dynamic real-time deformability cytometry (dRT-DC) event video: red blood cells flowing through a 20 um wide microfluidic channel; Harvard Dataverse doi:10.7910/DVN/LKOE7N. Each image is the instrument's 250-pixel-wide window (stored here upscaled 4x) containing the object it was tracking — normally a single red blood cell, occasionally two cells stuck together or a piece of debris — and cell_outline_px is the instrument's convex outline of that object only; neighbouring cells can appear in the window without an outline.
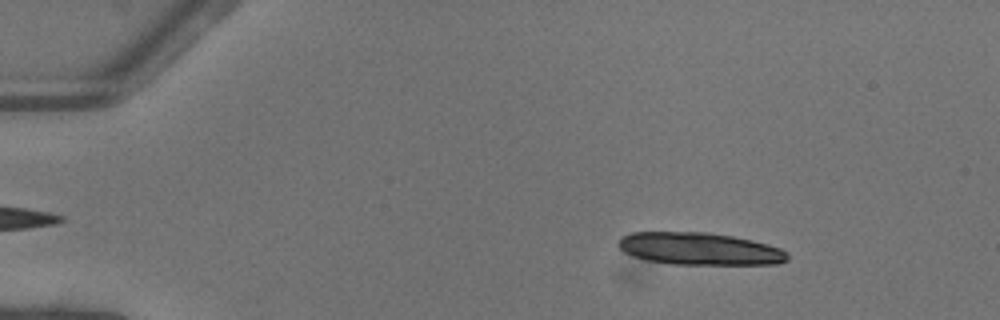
{"species": "common noctule bat (a hibernating species)", "species_latin": "Nyctalus noctula", "temperature_condition": "warm", "stored_images_in_passage": 43, "camera_frame_rate_fps": 3000, "um_per_image_px": 0.085, "animal": {"sex": "female"}, "frame": {"image": 1, "passage_image": 7, "time_ms": 2.0, "image_size_px": [1000, 320], "cell_outline_px": [[788, 260], [776, 264], [672, 264], [648, 260], [632, 256], [624, 252], [616, 244], [616, 240], [620, 236], [632, 232], [708, 232], [732, 236], [752, 240], [768, 244], [780, 248], [788, 252]], "centroid_in_image_um": [59.43, 21.14], "position_along_channel_um": 25.6, "area_um2": 32.08}}
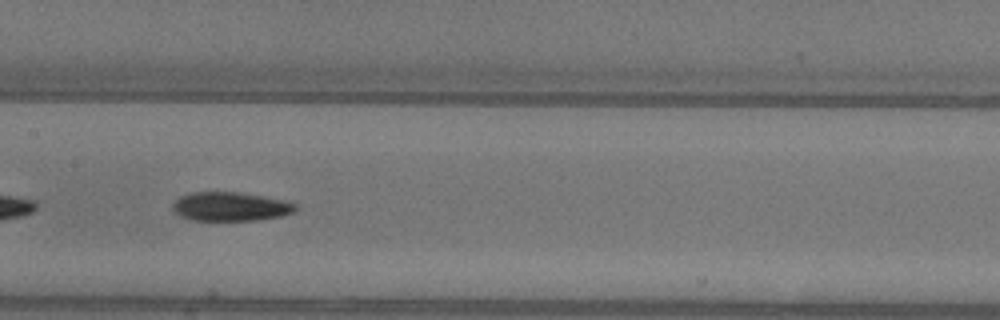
{"frame": {"image": 2, "passage_image": 26, "time_ms": 8.333, "image_size_px": [1000, 320], "cell_outline_px": [[296, 208], [292, 212], [280, 216], [256, 220], [192, 220], [180, 216], [172, 208], [172, 204], [180, 196], [192, 192], [236, 192], [288, 200], [296, 204]], "centroid_in_image_um": [19.58, 17.55], "position_along_channel_um": 187.8, "area_um2": 20.58}}
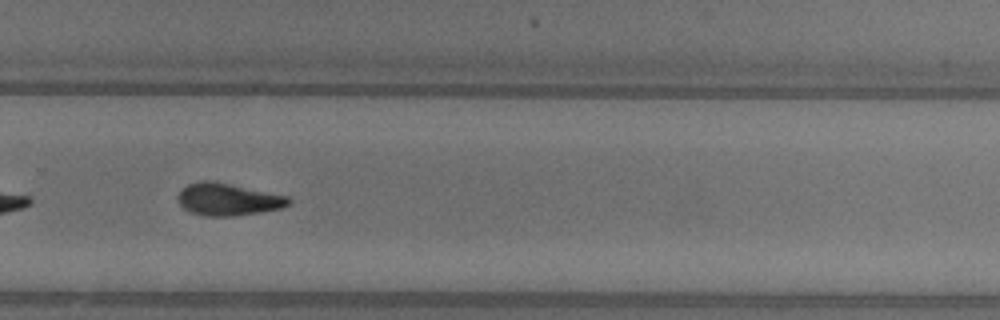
{"frame": {"image": 3, "passage_image": 35, "time_ms": 11.333, "image_size_px": [1000, 320], "cell_outline_px": [[292, 204], [280, 208], [260, 212], [232, 216], [204, 216], [192, 212], [184, 208], [180, 204], [176, 196], [188, 184], [200, 180], [204, 180], [228, 184], [288, 196], [292, 200]], "centroid_in_image_um": [19.39, 16.96], "position_along_channel_um": 310.4, "area_um2": 20.52}, "authors_computed_cell_mechanics": {"area_um2": 21.6172, "velocity_mm_per_s": 4.1104, "shape_relaxation_time_tau1_ms": 4.4873, "shape_relaxation_time_tau2_ms": 7.9959, "deformation_change_tau1": 0.1778, "deformation_change_tau2": 0.1742}}